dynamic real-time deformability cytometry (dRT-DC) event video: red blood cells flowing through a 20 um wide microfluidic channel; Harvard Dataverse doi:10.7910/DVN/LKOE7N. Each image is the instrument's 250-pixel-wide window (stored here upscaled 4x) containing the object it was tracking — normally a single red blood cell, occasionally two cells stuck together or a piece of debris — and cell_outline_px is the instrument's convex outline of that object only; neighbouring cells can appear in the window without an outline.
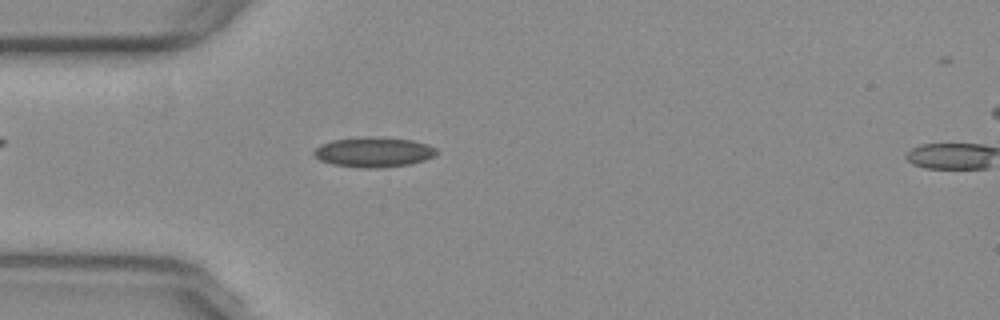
{"species": "common noctule bat (a hibernating species)", "species_latin": "Nyctalus noctula", "temperature_condition": "warm", "stored_images_in_passage": 53, "camera_frame_rate_fps": 3000, "um_per_image_px": 0.085, "animal": {"sex": "female", "body_mass_g": 29.2, "forearm_length_mm": 56.3}, "frame": {"image": 1, "passage_image": 14, "time_ms": 4.333, "image_size_px": [1000, 320], "cell_outline_px": [[436, 156], [424, 160], [408, 164], [376, 168], [364, 168], [332, 164], [320, 160], [312, 152], [320, 144], [332, 140], [360, 136], [372, 136], [412, 140], [428, 144], [436, 148]], "centroid_in_image_um": [31.75, 12.91], "position_along_channel_um": 53.3, "area_um2": 21.5}}
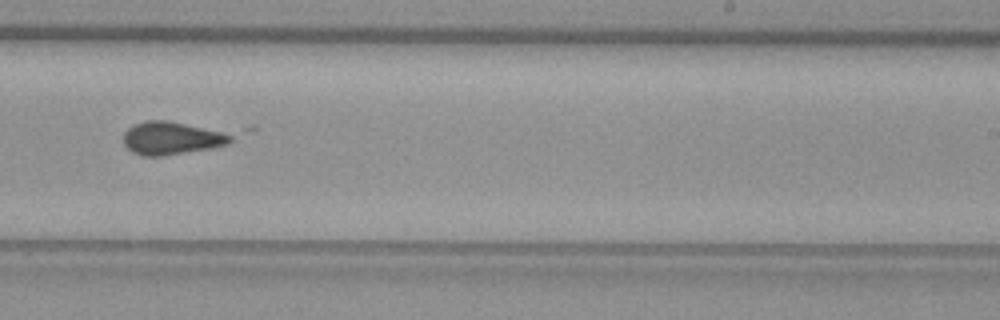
{"frame": {"image": 2, "passage_image": 32, "time_ms": 10.333, "image_size_px": [1000, 320], "cell_outline_px": [[256, 128], [228, 144], [212, 148], [160, 156], [140, 156], [132, 152], [124, 144], [124, 132], [128, 128], [144, 120], [168, 120], [256, 124]], "centroid_in_image_um": [15.38, 11.58], "position_along_channel_um": 273.6, "area_um2": 25.03}}
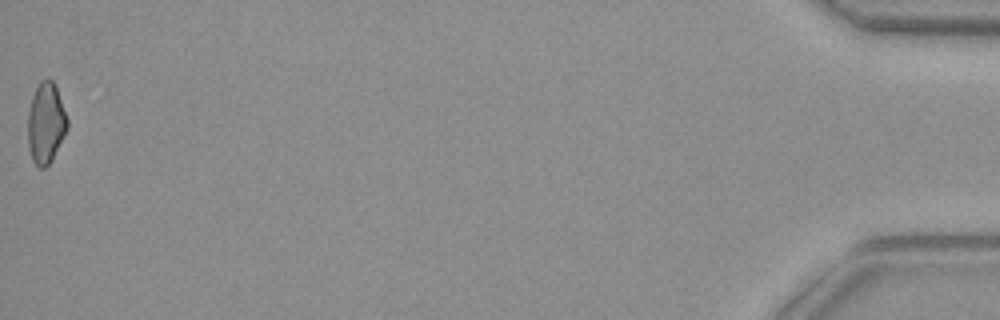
{"frame": {"image": 3, "passage_image": 53, "time_ms": 17.333, "image_size_px": [1000, 320], "cell_outline_px": [[68, 128], [52, 160], [44, 168], [40, 168], [32, 160], [28, 148], [28, 112], [32, 96], [40, 80], [48, 76], [56, 84], [68, 120]], "centroid_in_image_um": [3.9, 10.43], "position_along_channel_um": 431.3, "area_um2": 18.84}, "authors_computed_cell_mechanics": {"area_um2": 20.0566, "velocity_mm_per_s": 3.8009, "shape_relaxation_time_tau1_ms": null, "shape_relaxation_time_tau2_ms": 2.5388, "deformation_change_tau1": null, "deformation_change_tau2": 0.0827}}